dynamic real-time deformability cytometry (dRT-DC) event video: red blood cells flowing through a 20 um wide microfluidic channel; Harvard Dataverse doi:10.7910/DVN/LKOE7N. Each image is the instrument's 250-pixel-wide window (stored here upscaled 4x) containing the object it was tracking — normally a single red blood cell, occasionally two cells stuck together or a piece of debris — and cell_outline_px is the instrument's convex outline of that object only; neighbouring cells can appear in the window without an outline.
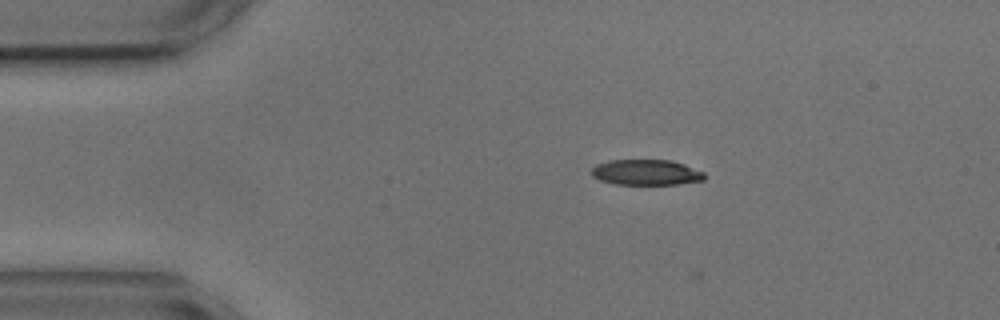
{"species": "common noctule bat (a hibernating species)", "species_latin": "Nyctalus noctula", "temperature_condition": "cold", "stored_images_in_passage": 2, "camera_frame_rate_fps": 3000, "um_per_image_px": 0.085, "animal": {"sex": "male", "body_mass_g": 17.9, "forearm_length_mm": 54.2}, "frame": {"image": 1, "passage_image": 1, "time_ms": 0.0, "image_size_px": [1000, 320], "cell_outline_px": [[704, 180], [676, 184], [616, 184], [600, 180], [592, 176], [592, 168], [596, 164], [608, 160], [672, 160], [684, 164], [704, 172]], "centroid_in_image_um": [54.91, 14.64], "position_along_channel_um": 30.1, "area_um2": 16.76}}